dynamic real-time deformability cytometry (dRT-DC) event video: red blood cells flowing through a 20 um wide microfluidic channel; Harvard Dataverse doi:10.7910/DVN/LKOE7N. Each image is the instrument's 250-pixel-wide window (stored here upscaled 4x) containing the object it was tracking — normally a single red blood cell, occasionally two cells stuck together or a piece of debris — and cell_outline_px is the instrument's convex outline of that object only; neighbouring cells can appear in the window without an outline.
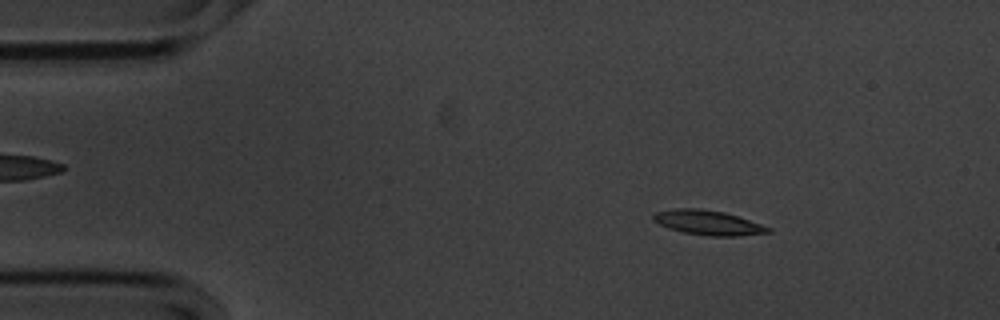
{"species": "common noctule bat (a hibernating species)", "species_latin": "Nyctalus noctula", "temperature_condition": "cold", "stored_images_in_passage": 56, "camera_frame_rate_fps": 3000, "um_per_image_px": 0.085, "animal": {"sex": "male", "body_mass_g": 20.1, "forearm_length_mm": 53.5}, "frame": {"image": 1, "passage_image": 8, "time_ms": 2.333, "image_size_px": [1000, 320], "cell_outline_px": [[772, 232], [740, 236], [708, 236], [684, 232], [668, 228], [652, 220], [652, 216], [656, 212], [672, 208], [700, 208], [724, 212], [772, 228]], "centroid_in_image_um": [60.17, 18.92], "position_along_channel_um": 24.8, "area_um2": 16.47}}
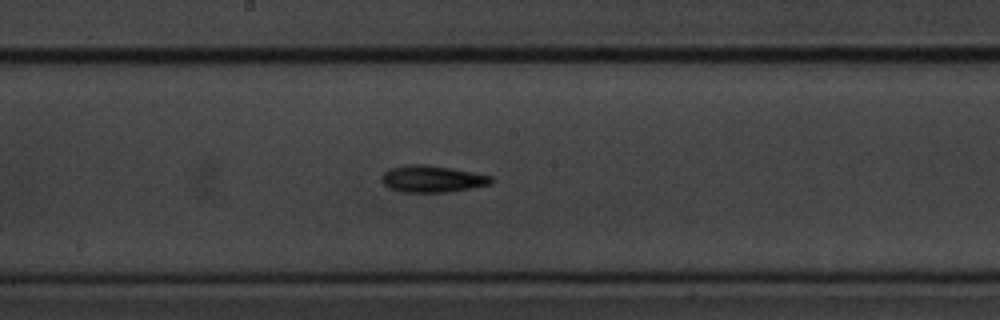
{"frame": {"image": 2, "passage_image": 29, "time_ms": 9.333, "image_size_px": [1000, 320], "cell_outline_px": [[492, 184], [472, 188], [448, 192], [400, 192], [384, 184], [384, 172], [388, 168], [404, 164], [424, 164], [448, 168], [492, 176]], "centroid_in_image_um": [36.74, 15.2], "position_along_channel_um": 211.5, "area_um2": 16.88}}
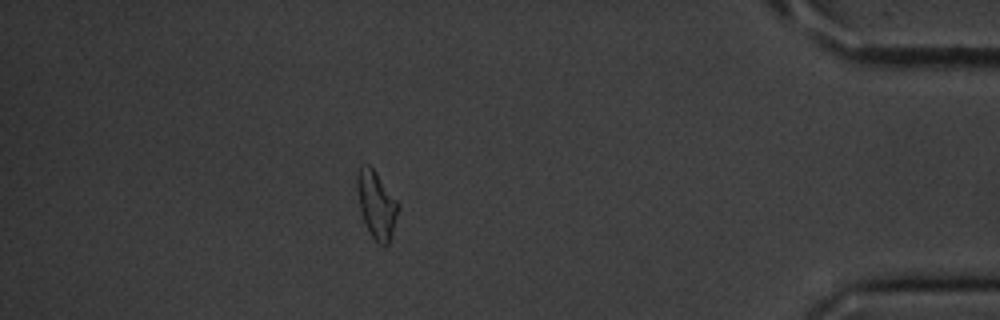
{"frame": {"image": 3, "passage_image": 49, "time_ms": 16.0, "image_size_px": [1000, 320], "cell_outline_px": [[400, 208], [392, 236], [388, 244], [384, 248], [368, 232], [360, 208], [356, 188], [356, 172], [360, 164], [368, 164], [372, 168], [400, 204]], "centroid_in_image_um": [32.0, 17.4], "position_along_channel_um": 403.2, "area_um2": 16.3}, "authors_computed_cell_mechanics": {"area_um2": 16.0106, "velocity_mm_per_s": 3.5558, "shape_relaxation_time_tau1_ms": 3.6544, "shape_relaxation_time_tau2_ms": 7.002, "deformation_change_tau1": 0.1426, "deformation_change_tau2": 0.1947}}